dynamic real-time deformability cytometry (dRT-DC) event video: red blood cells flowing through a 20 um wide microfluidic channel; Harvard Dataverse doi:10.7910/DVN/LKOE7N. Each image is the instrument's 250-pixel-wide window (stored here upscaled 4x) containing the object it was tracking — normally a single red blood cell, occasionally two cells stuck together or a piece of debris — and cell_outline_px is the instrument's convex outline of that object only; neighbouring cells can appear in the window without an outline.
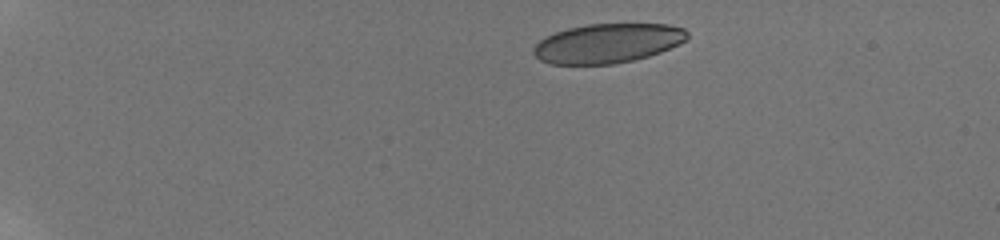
{"species": "human", "species_latin": "Homo sapiens", "temperature_condition": "room temperature", "stored_images_in_passage": 46, "camera_frame_rate_fps": 3000, "um_per_image_px": 0.085, "donor": {"sex": "male"}, "frame": {"image": 1, "passage_image": 1, "time_ms": 0.0, "image_size_px": [1000, 240], "cell_outline_px": [[688, 36], [680, 44], [660, 52], [648, 56], [632, 60], [612, 64], [552, 64], [540, 60], [532, 52], [532, 48], [540, 40], [556, 32], [568, 28], [588, 24], [668, 24], [684, 28], [688, 32]], "centroid_in_image_um": [51.65, 3.67], "position_along_channel_um": 33.3, "area_um2": 35.14}}
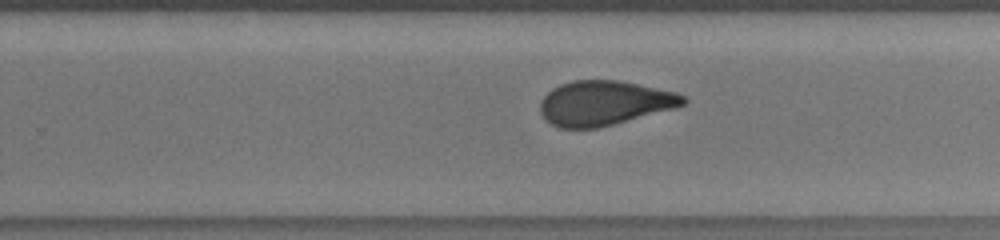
{"frame": {"image": 2, "passage_image": 29, "time_ms": 9.333, "image_size_px": [1000, 240], "cell_outline_px": [[688, 100], [684, 104], [676, 108], [596, 128], [560, 128], [544, 120], [540, 112], [540, 100], [552, 88], [560, 84], [572, 80], [616, 80], [676, 92], [684, 96]], "centroid_in_image_um": [51.33, 8.76], "position_along_channel_um": 278.5, "area_um2": 37.05}}
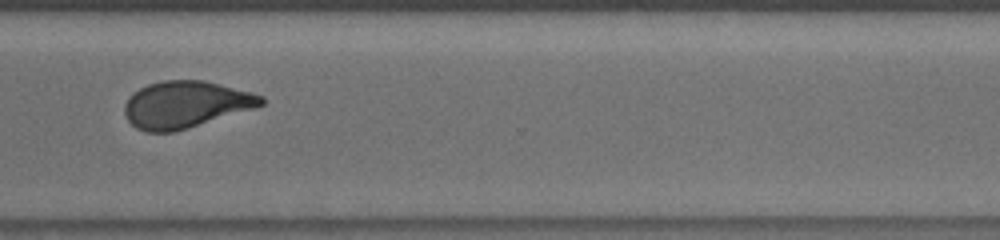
{"frame": {"image": 3, "passage_image": 35, "time_ms": 11.333, "image_size_px": [1000, 240], "cell_outline_px": [[264, 104], [256, 108], [188, 128], [172, 132], [144, 132], [136, 128], [128, 120], [124, 112], [124, 104], [132, 92], [148, 84], [164, 80], [204, 80], [252, 92], [264, 96]], "centroid_in_image_um": [15.78, 8.88], "position_along_channel_um": 354.8, "area_um2": 37.45}, "authors_computed_cell_mechanics": {"area_um2": 37.7145, "velocity_mm_per_s": 3.8024, "shape_relaxation_time_tau1_ms": null, "shape_relaxation_time_tau2_ms": 1.1062, "deformation_change_tau1": null, "deformation_change_tau2": 0.0866}}